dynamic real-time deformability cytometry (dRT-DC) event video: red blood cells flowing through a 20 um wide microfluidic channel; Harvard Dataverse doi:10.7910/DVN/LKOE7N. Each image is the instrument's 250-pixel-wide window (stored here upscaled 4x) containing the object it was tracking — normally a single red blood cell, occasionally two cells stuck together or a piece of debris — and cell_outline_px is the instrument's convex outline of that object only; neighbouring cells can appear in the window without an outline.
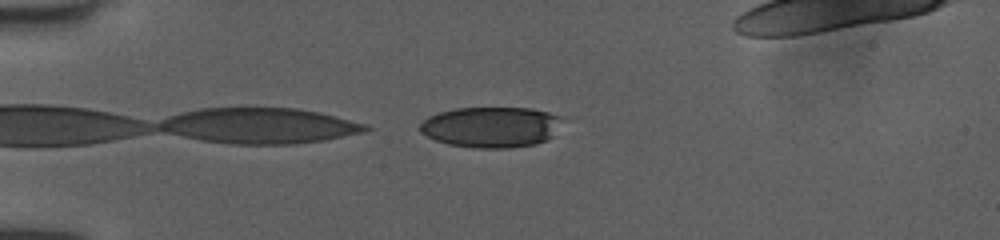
{"species": "human", "species_latin": "Homo sapiens", "temperature_condition": "room temperature", "stored_images_in_passage": 34, "camera_frame_rate_fps": 3000, "um_per_image_px": 0.085, "donor": {"sex": "female"}, "frame": {"image": 1, "passage_image": 1, "time_ms": 0.0, "image_size_px": [1000, 240], "cell_outline_px": [[560, 116], [552, 136], [548, 140], [536, 144], [508, 148], [476, 148], [448, 144], [436, 140], [420, 132], [420, 124], [428, 116], [436, 112], [456, 108], [532, 108], [548, 112]], "centroid_in_image_um": [41.69, 10.8], "position_along_channel_um": 43.3, "area_um2": 33.58}}
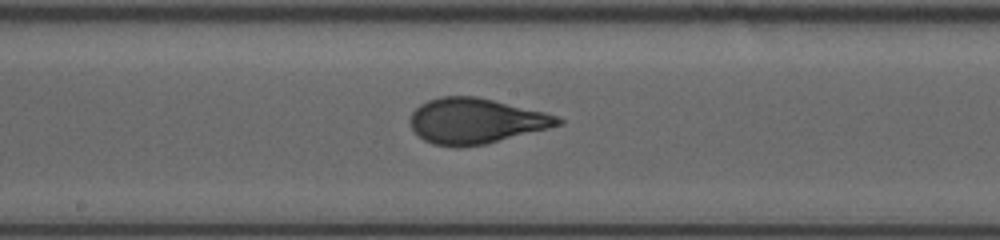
{"frame": {"image": 2, "passage_image": 16, "time_ms": 5.0, "image_size_px": [1000, 240], "cell_outline_px": [[564, 124], [484, 144], [432, 144], [424, 140], [412, 128], [408, 120], [412, 112], [420, 104], [428, 100], [440, 96], [476, 96], [544, 112], [556, 116], [564, 120]], "centroid_in_image_um": [40.43, 10.24], "position_along_channel_um": 207.8, "area_um2": 38.21}}
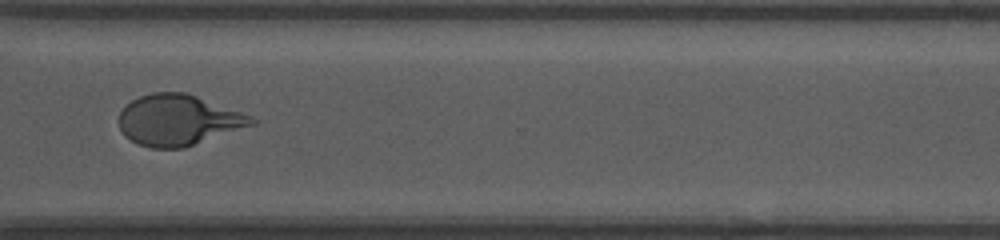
{"frame": {"image": 3, "passage_image": 27, "time_ms": 8.667, "image_size_px": [1000, 240], "cell_outline_px": [[256, 124], [184, 148], [152, 148], [140, 144], [124, 136], [120, 128], [120, 112], [132, 100], [140, 96], [152, 92], [184, 92], [196, 96], [252, 116], [256, 120]], "centroid_in_image_um": [15.16, 10.21], "position_along_channel_um": 355.4, "area_um2": 38.9}, "authors_computed_cell_mechanics": {"area_um2": 38.5526, "velocity_mm_per_s": 4.0375, "shape_relaxation_time_tau1_ms": 4.6594, "shape_relaxation_time_tau2_ms": null, "deformation_change_tau1": 0.2039, "deformation_change_tau2": null}}